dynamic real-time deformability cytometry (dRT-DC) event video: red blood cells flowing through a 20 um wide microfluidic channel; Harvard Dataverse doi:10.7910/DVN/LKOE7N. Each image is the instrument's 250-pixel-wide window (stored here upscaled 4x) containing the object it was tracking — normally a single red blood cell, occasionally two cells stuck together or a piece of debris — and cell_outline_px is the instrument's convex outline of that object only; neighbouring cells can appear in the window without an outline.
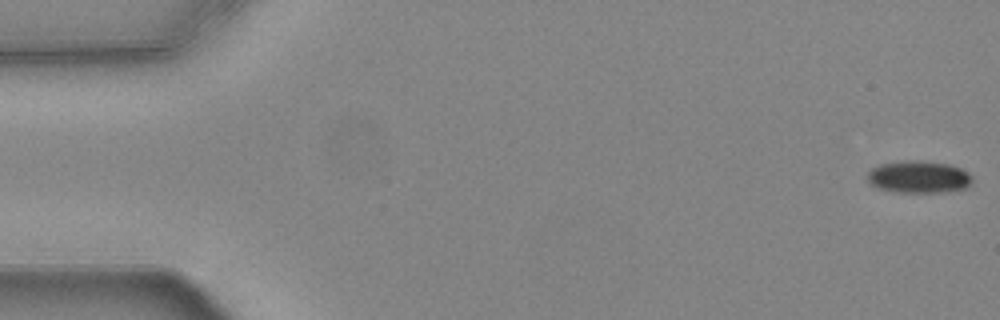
{"species": "common noctule bat (a hibernating species)", "species_latin": "Nyctalus noctula", "temperature_condition": "warm", "stored_images_in_passage": 55, "camera_frame_rate_fps": 3000, "um_per_image_px": 0.085, "animal": {"sex": "female", "body_mass_g": 24.6, "forearm_length_mm": 56.2}, "frame": {"image": 1, "passage_image": 1, "time_ms": 0.0, "image_size_px": [1000, 320], "cell_outline_px": [[972, 180], [964, 188], [944, 192], [892, 192], [876, 188], [868, 180], [868, 172], [872, 168], [880, 164], [904, 160], [920, 160], [948, 164], [960, 168], [968, 172], [972, 176]], "centroid_in_image_um": [78.06, 15.03], "position_along_channel_um": 6.9, "area_um2": 19.71}}
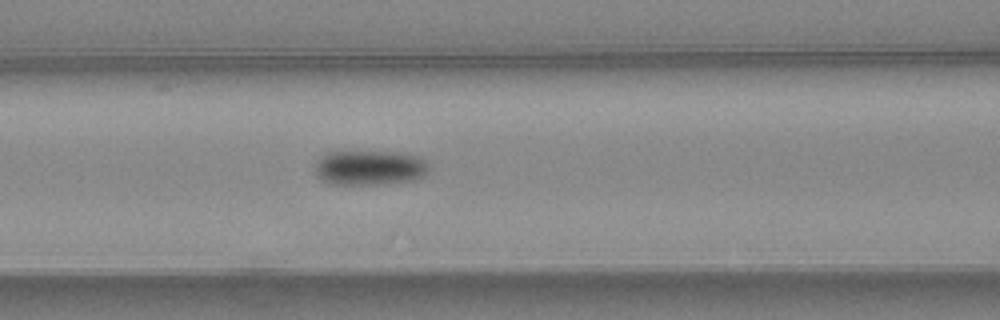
{"frame": {"image": 2, "passage_image": 23, "time_ms": 7.333, "image_size_px": [1000, 320], "cell_outline_px": [[432, 168], [420, 180], [388, 184], [328, 184], [316, 176], [316, 160], [320, 156], [328, 152], [400, 152], [420, 156], [432, 164]], "centroid_in_image_um": [31.52, 14.27], "position_along_channel_um": 135.1, "area_um2": 23.87}}
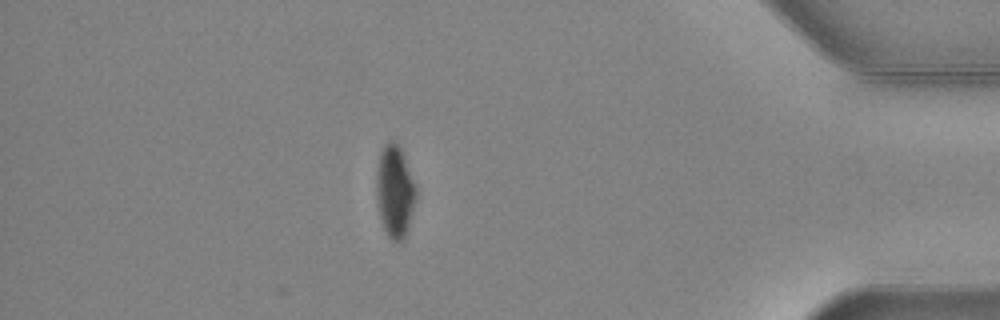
{"frame": {"image": 3, "passage_image": 48, "time_ms": 15.667, "image_size_px": [1000, 320], "cell_outline_px": [[416, 200], [404, 236], [400, 244], [392, 240], [388, 236], [380, 220], [376, 196], [376, 176], [380, 152], [384, 144], [388, 140], [392, 140], [400, 148], [404, 156], [416, 188]], "centroid_in_image_um": [33.54, 16.27], "position_along_channel_um": 401.7, "area_um2": 21.1}, "authors_computed_cell_mechanics": {"area_um2": 21.7328, "velocity_mm_per_s": 3.7408, "shape_relaxation_time_tau1_ms": 5.3324, "shape_relaxation_time_tau2_ms": null, "deformation_change_tau1": 0.1198, "deformation_change_tau2": null}}